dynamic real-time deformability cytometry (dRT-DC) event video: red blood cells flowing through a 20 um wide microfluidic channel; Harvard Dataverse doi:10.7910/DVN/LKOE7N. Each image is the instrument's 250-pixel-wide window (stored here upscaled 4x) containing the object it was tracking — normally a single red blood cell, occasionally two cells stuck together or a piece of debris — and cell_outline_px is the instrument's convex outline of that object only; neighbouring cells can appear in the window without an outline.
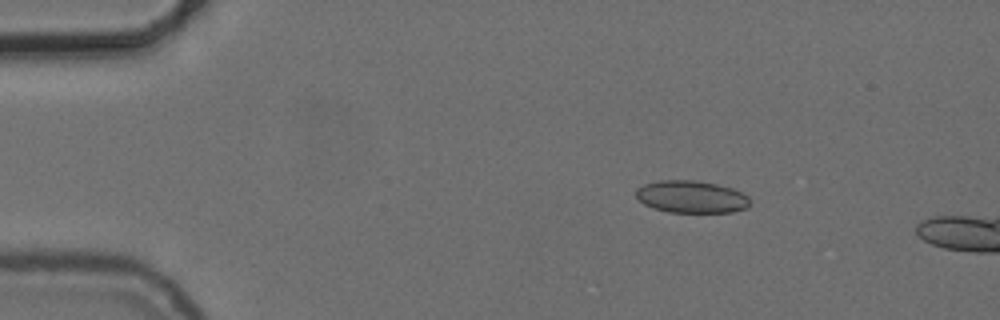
{"species": "common noctule bat (a hibernating species)", "species_latin": "Nyctalus noctula", "temperature_condition": "cold", "stored_images_in_passage": 7, "camera_frame_rate_fps": 3000, "um_per_image_px": 0.085, "animal": {"sex": "female", "body_mass_g": 24.6, "forearm_length_mm": 56.2}, "frame": {"image": 1, "passage_image": 1, "time_ms": 0.0, "image_size_px": [1000, 320], "cell_outline_px": [[748, 208], [732, 212], [668, 212], [652, 208], [644, 204], [636, 196], [636, 188], [644, 184], [660, 180], [692, 180], [716, 184], [732, 188], [748, 196]], "centroid_in_image_um": [58.74, 16.73], "position_along_channel_um": 26.3, "area_um2": 21.39}}